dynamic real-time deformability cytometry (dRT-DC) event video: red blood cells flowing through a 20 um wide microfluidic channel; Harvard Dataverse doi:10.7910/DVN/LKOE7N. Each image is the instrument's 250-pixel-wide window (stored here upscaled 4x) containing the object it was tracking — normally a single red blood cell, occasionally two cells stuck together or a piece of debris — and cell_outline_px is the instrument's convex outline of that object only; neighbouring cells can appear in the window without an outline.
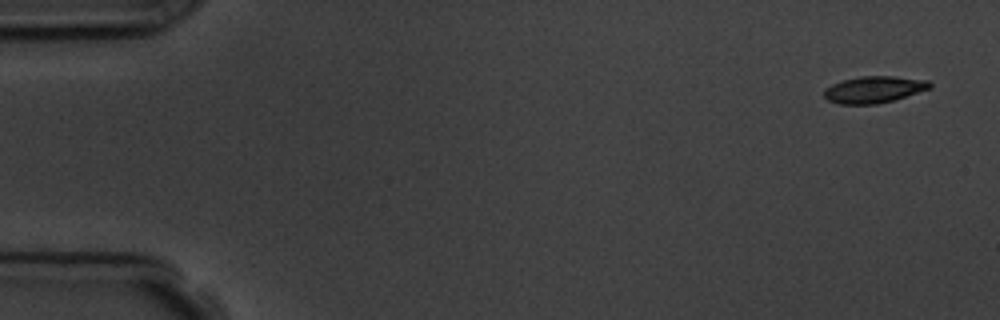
{"species": "common noctule bat (a hibernating species)", "species_latin": "Nyctalus noctula", "temperature_condition": "room temperature", "stored_images_in_passage": 6, "segment_of_instrument_passage": [2, 2], "camera_frame_rate_fps": 3000, "um_per_image_px": 0.085, "animal": {"sex": "male", "body_mass_g": 19.5, "forearm_length_mm": 54.6}, "frame": {"image": 1, "passage_image": 6, "time_ms": 5.667, "image_size_px": [1000, 320], "cell_outline_px": [[932, 88], [896, 100], [876, 104], [840, 104], [828, 100], [824, 96], [824, 88], [832, 84], [844, 80], [860, 76], [896, 76], [928, 80], [932, 84]], "centroid_in_image_um": [74.33, 7.61], "position_along_channel_um": 10.7, "area_um2": 16.65}}